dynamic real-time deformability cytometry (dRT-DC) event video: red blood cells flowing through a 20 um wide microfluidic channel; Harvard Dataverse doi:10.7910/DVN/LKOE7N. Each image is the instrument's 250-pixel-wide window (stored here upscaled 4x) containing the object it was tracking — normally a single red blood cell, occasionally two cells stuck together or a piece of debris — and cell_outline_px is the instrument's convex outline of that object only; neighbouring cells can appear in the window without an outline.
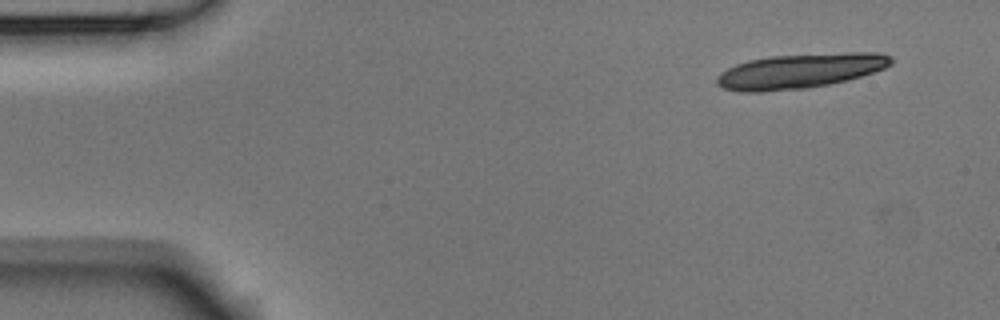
{"species": "Egyptian fruit bat (a non-hibernating species)", "species_latin": "Rousettus aegyptiacus", "temperature_condition": "room temperature", "stored_images_in_passage": 5, "camera_frame_rate_fps": 3000, "um_per_image_px": 0.085, "animal": {"sex": "male"}, "frame": {"image": 1, "passage_image": 1, "time_ms": 0.0, "image_size_px": [1000, 320], "cell_outline_px": [[892, 64], [884, 68], [860, 76], [828, 84], [808, 88], [760, 92], [740, 92], [724, 88], [716, 84], [716, 76], [720, 72], [736, 64], [748, 60], [772, 56], [848, 52], [880, 52], [892, 56]], "centroid_in_image_um": [67.98, 6.03], "position_along_channel_um": 17.0, "area_um2": 35.32}}